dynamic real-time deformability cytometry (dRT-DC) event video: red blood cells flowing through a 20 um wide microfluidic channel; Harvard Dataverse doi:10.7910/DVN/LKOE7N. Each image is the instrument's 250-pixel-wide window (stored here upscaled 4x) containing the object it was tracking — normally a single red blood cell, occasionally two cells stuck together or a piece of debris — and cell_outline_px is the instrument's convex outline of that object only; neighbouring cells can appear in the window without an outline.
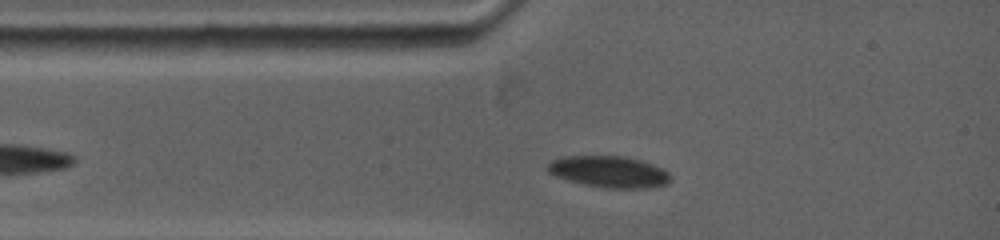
{"species": "common noctule bat (a hibernating species)", "species_latin": "Nyctalus noctula", "temperature_condition": "warm", "stored_images_in_passage": 30, "camera_frame_rate_fps": 5000, "um_per_image_px": 0.085, "animal": {"sex": "female", "body_mass_g": 19.0, "forearm_length_mm": 53.3}, "frame": {"image": 1, "passage_image": 5, "time_ms": 1.6, "image_size_px": [1000, 240], "cell_outline_px": [[672, 180], [668, 184], [648, 188], [608, 188], [584, 184], [568, 180], [556, 176], [548, 172], [548, 164], [552, 160], [564, 156], [624, 156], [640, 160], [664, 168], [672, 176]], "centroid_in_image_um": [51.82, 14.6], "position_along_channel_um": 33.2, "area_um2": 22.6}}
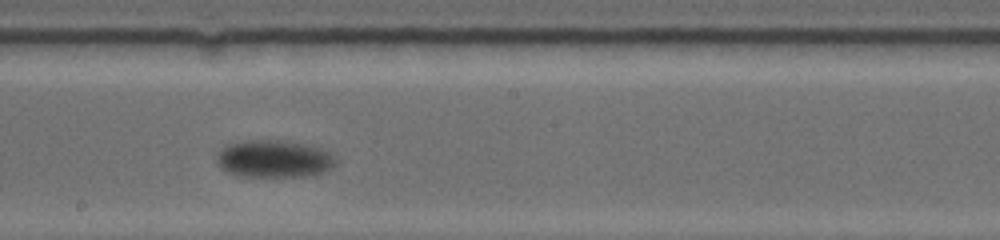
{"frame": {"image": 2, "passage_image": 19, "time_ms": 7.4, "image_size_px": [1000, 240], "cell_outline_px": [[336, 164], [332, 168], [324, 172], [308, 176], [244, 176], [228, 172], [220, 168], [216, 164], [216, 152], [228, 144], [244, 140], [280, 140], [308, 144], [328, 152], [336, 160]], "centroid_in_image_um": [23.25, 13.49], "position_along_channel_um": 224.9, "area_um2": 26.07}}
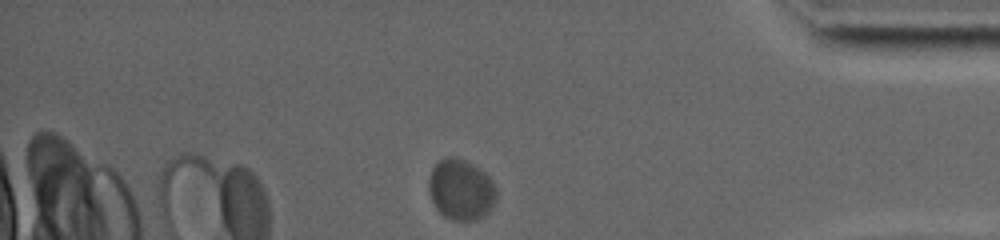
{"frame": {"image": 3, "passage_image": 30, "time_ms": 13.4, "image_size_px": [1000, 240], "cell_outline_px": [[496, 200], [492, 208], [484, 216], [476, 220], [452, 220], [444, 216], [436, 208], [428, 192], [428, 180], [432, 168], [440, 160], [448, 156], [452, 156], [464, 160], [480, 168], [496, 184]], "centroid_in_image_um": [39.19, 16.12], "position_along_channel_um": 396.0, "area_um2": 24.16}, "authors_computed_cell_mechanics": {"area_um2": 24.5072, "velocity_mm_per_s": 3.3723, "shape_relaxation_time_tau1_ms": 2.6422, "shape_relaxation_time_tau2_ms": null, "deformation_change_tau1": 0.0584, "deformation_change_tau2": null}}